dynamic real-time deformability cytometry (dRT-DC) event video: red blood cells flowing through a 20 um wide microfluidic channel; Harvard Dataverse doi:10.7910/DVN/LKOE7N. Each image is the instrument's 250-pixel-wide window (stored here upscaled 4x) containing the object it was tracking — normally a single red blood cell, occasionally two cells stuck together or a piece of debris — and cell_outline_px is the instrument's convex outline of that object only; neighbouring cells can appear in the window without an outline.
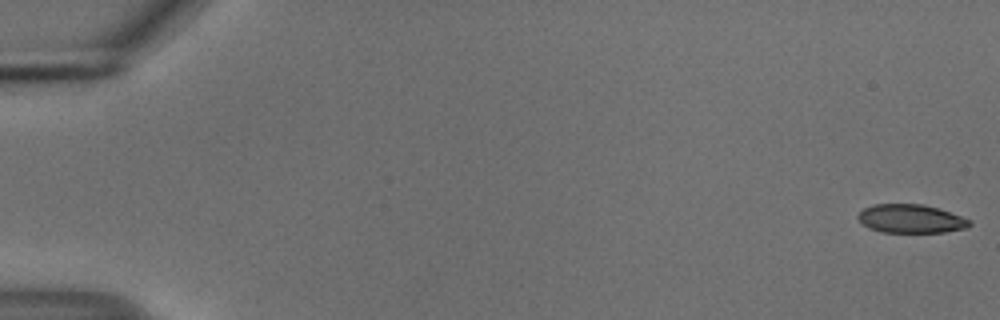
{"species": "common noctule bat (a hibernating species)", "species_latin": "Nyctalus noctula", "temperature_condition": "cold", "stored_images_in_passage": 11, "camera_frame_rate_fps": 3000, "um_per_image_px": 0.085, "animal": {"sex": "male", "body_mass_g": 18.8}, "frame": {"image": 1, "passage_image": 1, "time_ms": 0.0, "image_size_px": [1000, 320], "cell_outline_px": [[972, 224], [968, 228], [944, 232], [880, 232], [868, 228], [856, 216], [864, 208], [872, 204], [924, 204], [972, 220]], "centroid_in_image_um": [77.42, 18.6], "position_along_channel_um": 7.6, "area_um2": 18.55}}